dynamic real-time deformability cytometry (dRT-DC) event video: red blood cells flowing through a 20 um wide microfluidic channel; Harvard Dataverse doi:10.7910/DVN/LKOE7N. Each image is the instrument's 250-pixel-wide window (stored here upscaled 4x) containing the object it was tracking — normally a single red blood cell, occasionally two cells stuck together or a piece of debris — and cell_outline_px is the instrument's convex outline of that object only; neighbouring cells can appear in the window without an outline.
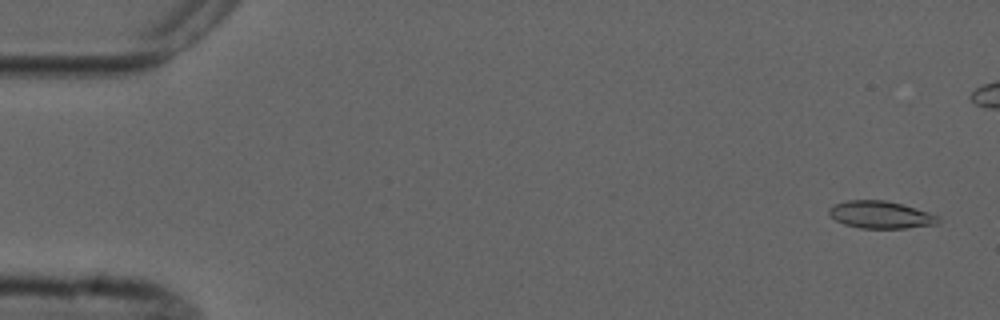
{"species": "common noctule bat (a hibernating species)", "species_latin": "Nyctalus noctula", "temperature_condition": "cold", "stored_images_in_passage": 6, "camera_frame_rate_fps": 3000, "um_per_image_px": 0.085, "animal": {"sex": "male", "forearm_length_mm": 52.5}, "frame": {"image": 1, "passage_image": 1, "time_ms": 0.0, "image_size_px": [1000, 320], "cell_outline_px": [[940, 224], [904, 228], [860, 228], [844, 224], [836, 220], [828, 212], [828, 208], [836, 204], [848, 200], [884, 200], [900, 204], [928, 212], [940, 216]], "centroid_in_image_um": [74.88, 18.26], "position_along_channel_um": 10.1, "area_um2": 17.28}}
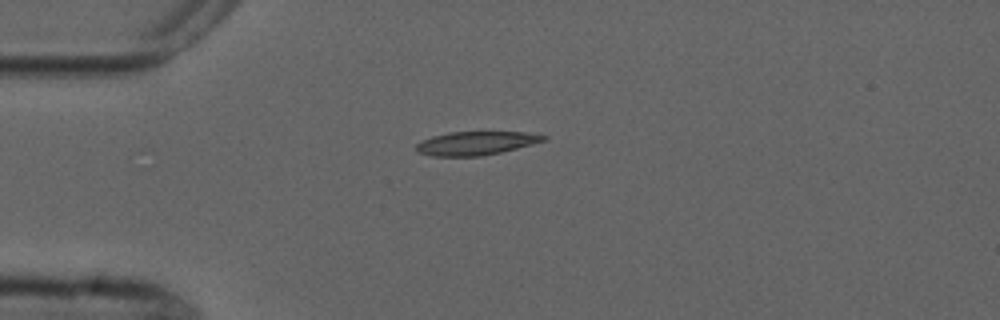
{"frame": {"image": 2, "passage_image": 6, "time_ms": 6.0, "image_size_px": [1000, 320], "cell_outline_px": [[548, 136], [544, 140], [516, 148], [500, 152], [480, 156], [432, 156], [416, 152], [416, 144], [432, 136], [448, 132], [524, 132]], "centroid_in_image_um": [40.4, 12.17], "position_along_channel_um": 44.6, "area_um2": 17.22}}